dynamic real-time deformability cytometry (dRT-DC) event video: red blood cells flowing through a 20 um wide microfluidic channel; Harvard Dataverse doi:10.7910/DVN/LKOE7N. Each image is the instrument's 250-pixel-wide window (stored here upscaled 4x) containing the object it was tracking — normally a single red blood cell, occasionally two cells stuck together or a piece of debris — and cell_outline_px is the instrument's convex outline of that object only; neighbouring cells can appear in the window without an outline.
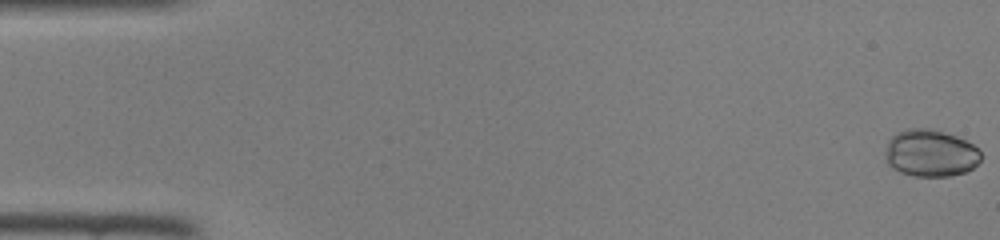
{"species": "common noctule bat (a hibernating species)", "species_latin": "Nyctalus noctula", "temperature_condition": "room temperature", "stored_images_in_passage": 47, "camera_frame_rate_fps": 3000, "um_per_image_px": 0.085, "animal": {"sex": "female", "body_mass_g": 22.0, "forearm_length_mm": 56.7}, "frame": {"image": 1, "passage_image": 1, "time_ms": 0.0, "image_size_px": [1000, 240], "cell_outline_px": [[980, 160], [972, 168], [964, 172], [948, 176], [916, 176], [900, 172], [892, 168], [884, 160], [888, 140], [896, 132], [908, 128], [928, 128], [944, 132], [956, 136], [972, 144], [980, 152]], "centroid_in_image_um": [79.04, 13.01], "position_along_channel_um": 6.0, "area_um2": 26.18}}
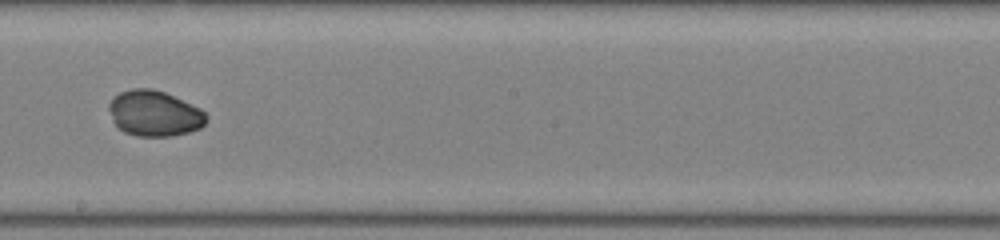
{"frame": {"image": 2, "passage_image": 27, "time_ms": 8.667, "image_size_px": [1000, 240], "cell_outline_px": [[208, 120], [200, 128], [188, 132], [172, 136], [136, 136], [124, 132], [112, 120], [108, 108], [108, 104], [112, 96], [120, 92], [132, 88], [152, 88], [164, 92], [200, 108], [208, 116]], "centroid_in_image_um": [13.1, 9.63], "position_along_channel_um": 235.1, "area_um2": 26.01}}
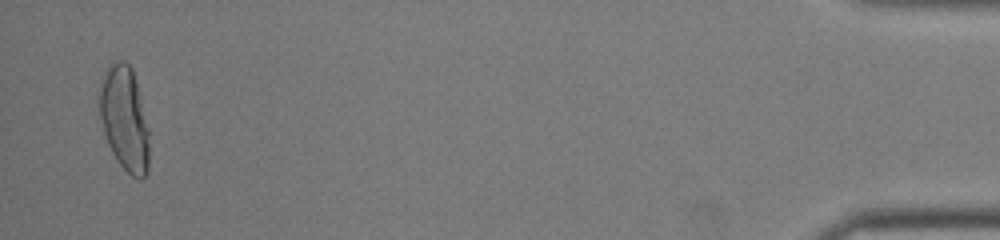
{"frame": {"image": 3, "passage_image": 46, "time_ms": 15.0, "image_size_px": [1000, 240], "cell_outline_px": [[148, 172], [140, 180], [132, 176], [120, 164], [112, 152], [108, 144], [104, 132], [96, 100], [96, 88], [104, 72], [116, 60], [124, 60], [132, 68], [148, 128]], "centroid_in_image_um": [10.52, 10.04], "position_along_channel_um": 424.7, "area_um2": 30.46}}